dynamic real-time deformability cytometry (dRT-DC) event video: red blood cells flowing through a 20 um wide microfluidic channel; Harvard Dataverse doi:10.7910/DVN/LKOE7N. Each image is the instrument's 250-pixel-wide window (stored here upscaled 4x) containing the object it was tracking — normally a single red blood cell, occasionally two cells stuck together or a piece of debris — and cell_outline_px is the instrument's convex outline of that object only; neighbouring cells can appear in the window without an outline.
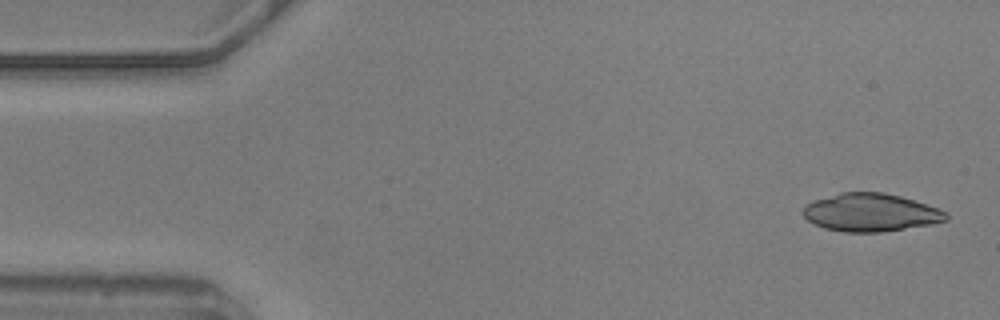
{"species": "common noctule bat (a hibernating species)", "species_latin": "Nyctalus noctula", "temperature_condition": "warm", "stored_images_in_passage": 55, "camera_frame_rate_fps": 3000, "um_per_image_px": 0.085, "animal": {"sex": "male", "body_mass_g": 20.5, "forearm_length_mm": 52.5}, "frame": {"image": 1, "passage_image": 2, "time_ms": 0.333, "image_size_px": [1000, 320], "cell_outline_px": [[948, 220], [932, 224], [880, 232], [844, 232], [824, 228], [808, 220], [800, 212], [804, 204], [812, 200], [840, 192], [884, 192], [900, 196], [940, 208], [948, 212]], "centroid_in_image_um": [73.99, 18.05], "position_along_channel_um": 11.0, "area_um2": 31.96}}